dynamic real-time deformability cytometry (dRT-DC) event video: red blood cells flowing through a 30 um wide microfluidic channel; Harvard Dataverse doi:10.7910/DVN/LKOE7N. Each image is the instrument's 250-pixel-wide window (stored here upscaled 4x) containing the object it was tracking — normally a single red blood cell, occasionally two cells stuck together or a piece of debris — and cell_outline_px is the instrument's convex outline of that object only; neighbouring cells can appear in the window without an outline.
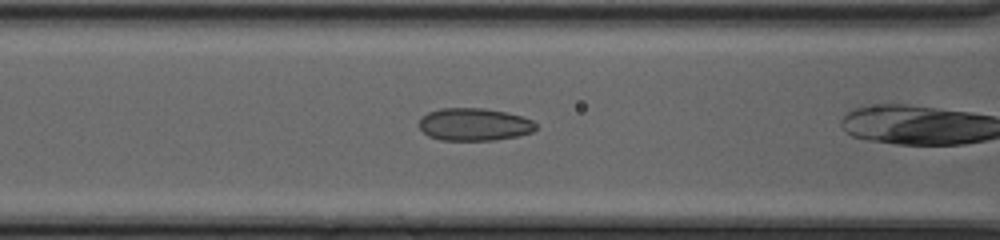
{"species": "common noctule bat (a hibernating species)", "species_latin": "Nyctalus noctula", "temperature_condition": "cold", "stored_images_in_passage": 27, "camera_frame_rate_fps": 3000, "um_per_image_px": 0.085, "animal": {"sex": "female", "body_mass_g": 20.0, "forearm_length_mm": 54.0}, "frame": {"image": 1, "passage_image": 20, "time_ms": 6.333, "image_size_px": [1000, 240], "cell_outline_px": [[536, 128], [532, 132], [520, 136], [496, 140], [440, 140], [428, 136], [416, 124], [428, 112], [440, 108], [484, 108], [504, 112], [520, 116], [532, 120], [536, 124]], "centroid_in_image_um": [40.29, 10.58], "position_along_channel_um": 126.3, "area_um2": 22.25}}
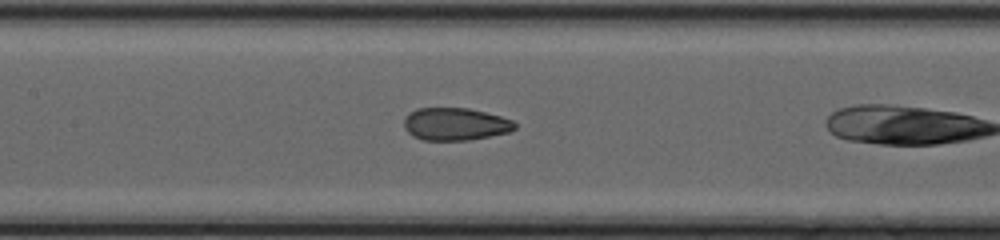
{"frame": {"image": 2, "passage_image": 23, "time_ms": 7.333, "image_size_px": [1000, 240], "cell_outline_px": [[516, 128], [508, 132], [468, 140], [424, 140], [412, 136], [404, 128], [404, 120], [416, 108], [468, 108], [500, 116], [512, 120], [516, 124]], "centroid_in_image_um": [38.69, 10.55], "position_along_channel_um": 168.7, "area_um2": 20.81}}